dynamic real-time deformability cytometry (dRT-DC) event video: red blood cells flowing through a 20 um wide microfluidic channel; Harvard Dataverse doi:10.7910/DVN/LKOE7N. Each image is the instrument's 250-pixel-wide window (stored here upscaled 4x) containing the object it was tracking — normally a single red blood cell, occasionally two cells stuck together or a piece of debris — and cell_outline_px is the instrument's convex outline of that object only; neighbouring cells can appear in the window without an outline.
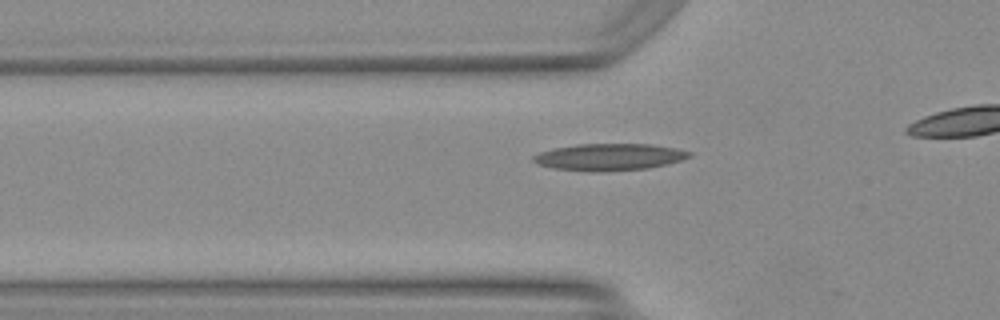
{"species": "Egyptian fruit bat (a non-hibernating species)", "species_latin": "Rousettus aegyptiacus", "temperature_condition": "warm", "stored_images_in_passage": 11, "camera_frame_rate_fps": 3000, "um_per_image_px": 0.085, "animal": {"sex": "female"}, "frame": {"image": 1, "passage_image": 7, "time_ms": 2.0, "image_size_px": [1000, 320], "cell_outline_px": [[692, 156], [680, 160], [648, 168], [604, 172], [588, 172], [552, 168], [536, 164], [532, 160], [532, 156], [540, 152], [552, 148], [576, 144], [652, 144], [676, 148], [692, 152]], "centroid_in_image_um": [51.74, 13.35], "position_along_channel_um": 74.1, "area_um2": 24.68}}
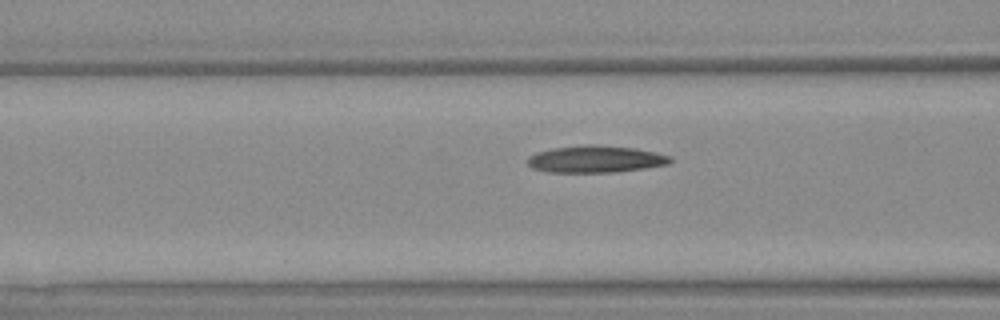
{"frame": {"image": 2, "passage_image": 10, "time_ms": 3.0, "image_size_px": [1000, 320], "cell_outline_px": [[672, 160], [668, 164], [644, 168], [616, 172], [548, 172], [532, 168], [528, 164], [528, 156], [536, 152], [552, 148], [588, 144], [596, 144], [636, 148], [656, 152], [672, 156]], "centroid_in_image_um": [50.63, 13.51], "position_along_channel_um": 116.0, "area_um2": 22.6}}